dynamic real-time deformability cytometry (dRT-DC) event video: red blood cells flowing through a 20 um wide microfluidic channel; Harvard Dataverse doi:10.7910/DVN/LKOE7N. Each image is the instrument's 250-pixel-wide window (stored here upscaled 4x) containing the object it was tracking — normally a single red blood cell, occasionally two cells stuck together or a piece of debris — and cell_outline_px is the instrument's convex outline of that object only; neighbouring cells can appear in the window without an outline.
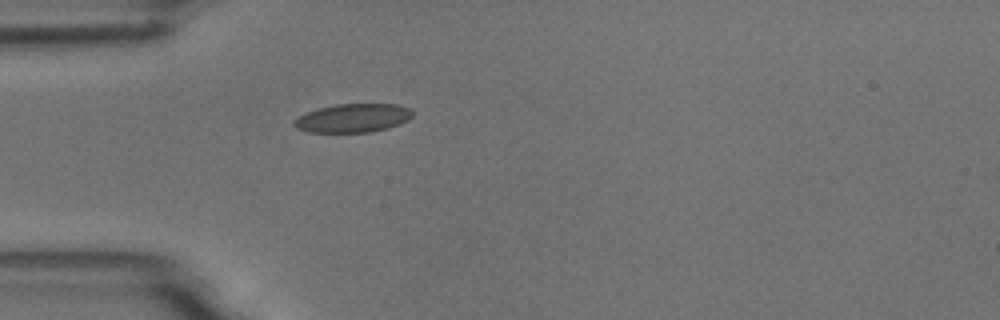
{"species": "common noctule bat (a hibernating species)", "species_latin": "Nyctalus noctula", "temperature_condition": "room temperature", "stored_images_in_passage": 1, "camera_frame_rate_fps": 3000, "um_per_image_px": 0.085, "animal": {"sex": "male", "body_mass_g": 18.8}, "frame": {"image": 1, "passage_image": 1, "time_ms": 0.0, "image_size_px": [1000, 320], "cell_outline_px": [[412, 116], [408, 120], [400, 124], [388, 128], [372, 132], [308, 132], [296, 128], [292, 124], [300, 116], [316, 108], [336, 104], [396, 104], [412, 108]], "centroid_in_image_um": [30.03, 10.03], "position_along_channel_um": 55.0, "area_um2": 19.83}}